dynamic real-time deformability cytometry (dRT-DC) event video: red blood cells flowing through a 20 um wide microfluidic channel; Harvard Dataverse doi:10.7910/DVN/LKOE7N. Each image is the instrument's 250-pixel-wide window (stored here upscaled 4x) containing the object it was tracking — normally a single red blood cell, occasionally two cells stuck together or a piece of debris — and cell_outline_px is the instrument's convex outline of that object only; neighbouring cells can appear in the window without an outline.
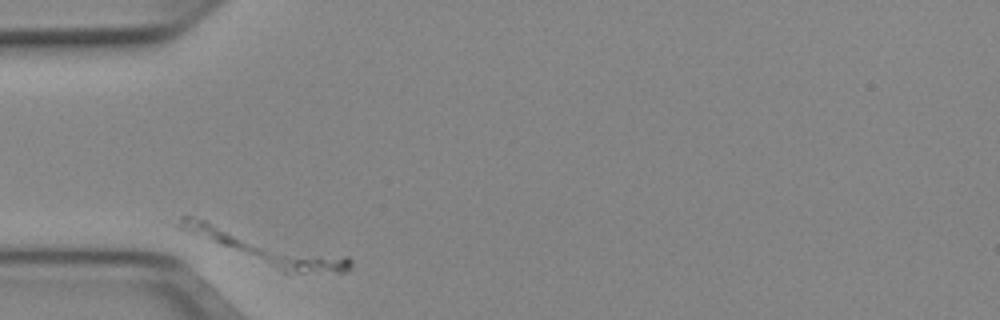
{"species": "Egyptian fruit bat (a non-hibernating species)", "species_latin": "Rousettus aegyptiacus", "temperature_condition": "cold", "stored_images_in_passage": 2, "camera_frame_rate_fps": 3000, "um_per_image_px": 0.085, "animal": {"sex": "female"}, "frame": {"image": 1, "passage_image": 1, "time_ms": 0.0, "image_size_px": [1000, 320], "cell_outline_px": [[352, 264], [348, 272], [280, 272], [180, 228], [180, 216], [188, 216], [348, 256], [352, 260]], "centroid_in_image_um": [22.79, 21.13], "position_along_channel_um": 62.2, "area_um2": 29.25}}
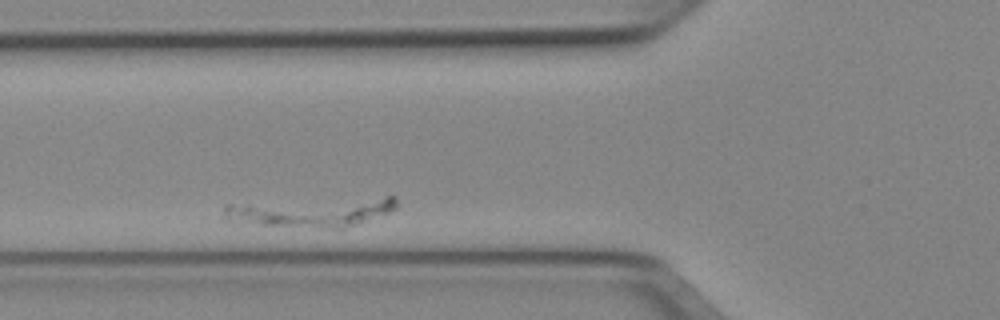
{"frame": {"image": 2, "passage_image": 2, "time_ms": 0.333, "image_size_px": [1000, 320], "cell_outline_px": [[396, 208], [388, 212], [356, 224], [340, 228], [336, 228], [264, 224], [228, 220], [224, 216], [224, 208], [228, 204], [388, 196], [396, 196]], "centroid_in_image_um": [26.53, 17.99], "position_along_channel_um": 99.3, "area_um2": 28.38}}